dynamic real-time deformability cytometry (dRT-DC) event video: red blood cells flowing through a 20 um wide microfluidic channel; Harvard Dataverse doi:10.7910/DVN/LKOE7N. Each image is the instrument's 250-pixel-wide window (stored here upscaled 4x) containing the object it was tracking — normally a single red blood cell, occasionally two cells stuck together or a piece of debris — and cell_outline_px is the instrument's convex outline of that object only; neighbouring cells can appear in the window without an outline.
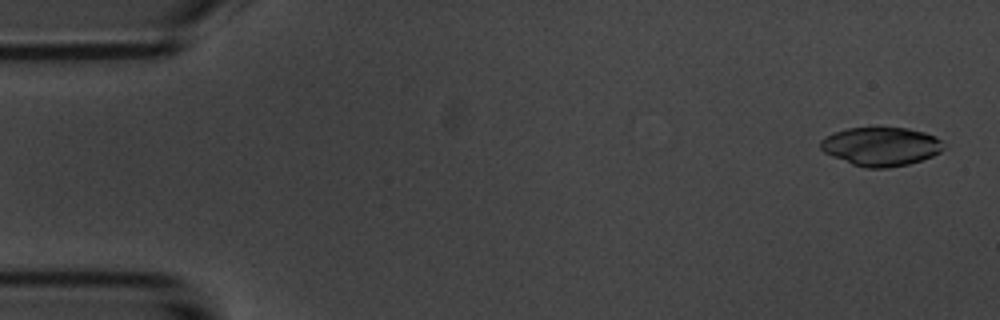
{"species": "common noctule bat (a hibernating species)", "species_latin": "Nyctalus noctula", "temperature_condition": "room temperature", "stored_images_in_passage": 5, "camera_frame_rate_fps": 3000, "um_per_image_px": 0.085, "animal": {"sex": "male", "body_mass_g": 20.1, "forearm_length_mm": 53.5}, "frame": {"image": 1, "passage_image": 1, "time_ms": 0.0, "image_size_px": [1000, 320], "cell_outline_px": [[944, 148], [940, 152], [932, 156], [908, 164], [888, 168], [868, 168], [852, 164], [832, 156], [824, 152], [820, 148], [820, 140], [824, 136], [832, 132], [848, 128], [908, 128], [924, 132], [936, 136], [940, 140]], "centroid_in_image_um": [74.85, 12.44], "position_along_channel_um": 10.1, "area_um2": 27.74}}